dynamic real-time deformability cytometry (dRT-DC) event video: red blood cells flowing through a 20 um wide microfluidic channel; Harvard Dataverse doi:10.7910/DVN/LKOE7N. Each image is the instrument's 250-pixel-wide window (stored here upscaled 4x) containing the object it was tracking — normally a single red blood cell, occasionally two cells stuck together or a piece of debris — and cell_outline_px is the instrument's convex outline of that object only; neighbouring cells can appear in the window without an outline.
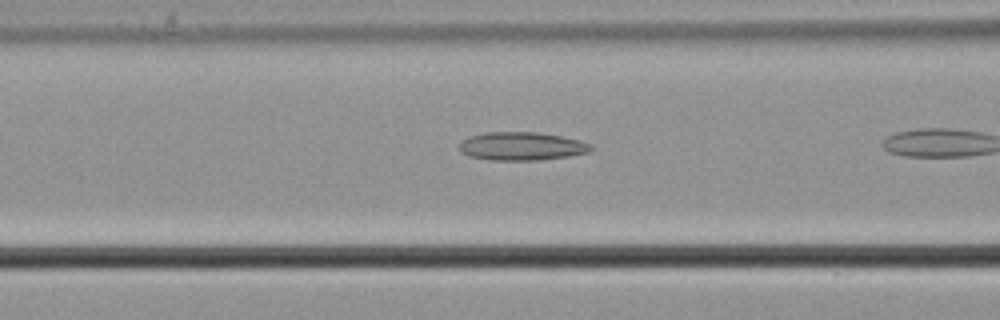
{"species": "common noctule bat (a hibernating species)", "species_latin": "Nyctalus noctula", "temperature_condition": "cold", "stored_images_in_passage": 5, "camera_frame_rate_fps": 3000, "um_per_image_px": 0.085, "animal": {"sex": "male", "body_mass_g": 21.5, "forearm_length_mm": 52.0}, "frame": {"image": 1, "passage_image": 4, "time_ms": 1.0, "image_size_px": [1000, 320], "cell_outline_px": [[592, 148], [588, 152], [568, 156], [540, 160], [488, 160], [468, 156], [460, 152], [460, 140], [468, 136], [484, 132], [536, 132], [560, 136], [580, 140], [592, 144]], "centroid_in_image_um": [44.29, 12.42], "position_along_channel_um": 122.3, "area_um2": 21.85}}